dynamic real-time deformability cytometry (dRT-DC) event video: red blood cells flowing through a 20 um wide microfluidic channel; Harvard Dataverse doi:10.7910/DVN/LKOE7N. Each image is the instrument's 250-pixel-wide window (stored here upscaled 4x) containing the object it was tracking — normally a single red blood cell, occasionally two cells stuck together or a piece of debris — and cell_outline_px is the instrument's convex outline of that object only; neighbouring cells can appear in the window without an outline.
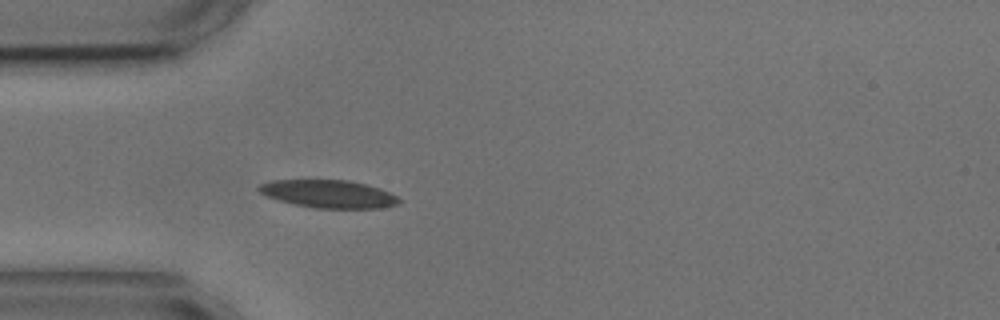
{"species": "common noctule bat (a hibernating species)", "species_latin": "Nyctalus noctula", "temperature_condition": "cold", "stored_images_in_passage": 4, "camera_frame_rate_fps": 3000, "um_per_image_px": 0.085, "animal": {"sex": "male", "body_mass_g": 17.9, "forearm_length_mm": 54.2}, "frame": {"image": 1, "passage_image": 4, "time_ms": 3.667, "image_size_px": [1000, 320], "cell_outline_px": [[400, 204], [380, 208], [316, 208], [292, 204], [268, 196], [260, 192], [256, 188], [260, 184], [272, 180], [348, 180], [380, 188], [396, 196], [400, 200]], "centroid_in_image_um": [27.93, 16.48], "position_along_channel_um": 57.1, "area_um2": 22.6}}